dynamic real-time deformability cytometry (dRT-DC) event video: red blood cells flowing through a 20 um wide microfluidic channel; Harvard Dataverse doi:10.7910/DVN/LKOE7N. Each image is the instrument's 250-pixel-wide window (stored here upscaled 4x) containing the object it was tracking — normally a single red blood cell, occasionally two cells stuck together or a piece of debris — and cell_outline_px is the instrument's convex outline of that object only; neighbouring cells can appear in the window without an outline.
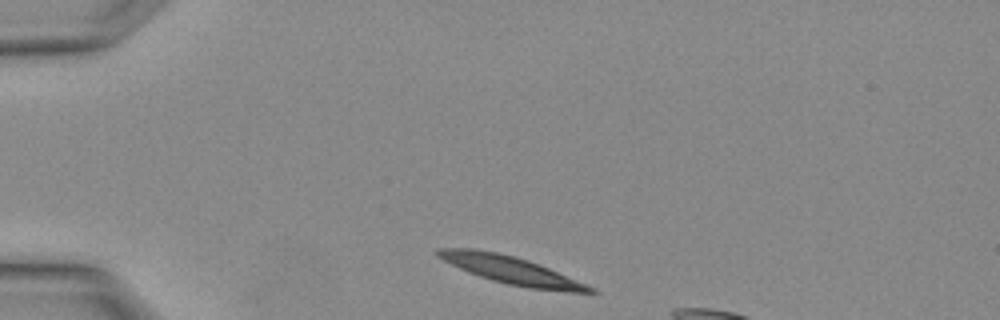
{"species": "Egyptian fruit bat (a non-hibernating species)", "species_latin": "Rousettus aegyptiacus", "temperature_condition": "warm", "stored_images_in_passage": 2, "camera_frame_rate_fps": 3000, "um_per_image_px": 0.085, "animal": {"sex": "female"}, "frame": {"image": 1, "passage_image": 1, "time_ms": 0.0, "image_size_px": [1000, 320], "cell_outline_px": [[600, 292], [572, 292], [528, 288], [508, 284], [492, 280], [468, 272], [436, 256], [436, 248], [476, 248], [496, 252], [528, 260], [588, 284], [596, 288]], "centroid_in_image_um": [43.46, 22.96], "position_along_channel_um": 41.5, "area_um2": 24.28}}